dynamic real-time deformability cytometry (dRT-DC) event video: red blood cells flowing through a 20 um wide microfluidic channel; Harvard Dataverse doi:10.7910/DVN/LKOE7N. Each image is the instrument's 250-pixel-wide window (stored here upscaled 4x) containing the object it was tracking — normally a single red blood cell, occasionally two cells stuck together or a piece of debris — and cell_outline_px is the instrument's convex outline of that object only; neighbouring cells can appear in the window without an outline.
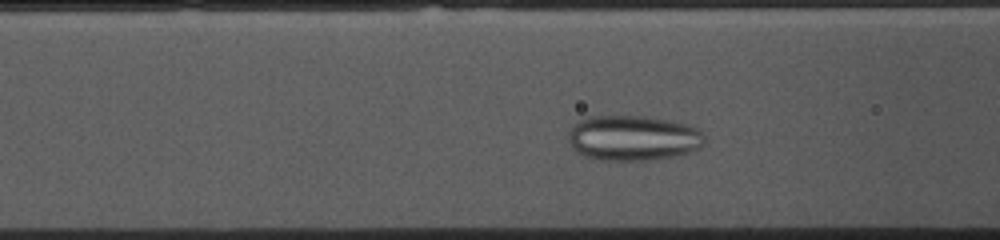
{"species": "common noctule bat (a hibernating species)", "species_latin": "Nyctalus noctula", "temperature_condition": "cold", "stored_images_in_passage": 37, "camera_frame_rate_fps": 3000, "um_per_image_px": 0.085, "animal": {"sex": "female", "body_mass_g": 10.0, "forearm_length_mm": 53.1}, "frame": {"image": 1, "passage_image": 13, "time_ms": 4.0, "image_size_px": [1000, 240], "cell_outline_px": [[704, 144], [700, 148], [692, 152], [672, 156], [648, 160], [600, 160], [584, 156], [576, 152], [572, 148], [568, 140], [568, 132], [576, 120], [588, 116], [644, 116], [672, 120], [692, 124], [704, 136]], "centroid_in_image_um": [53.79, 11.71], "position_along_channel_um": 112.8, "area_um2": 36.47}}
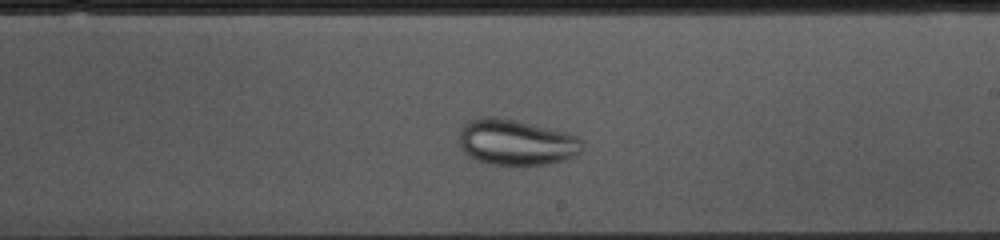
{"frame": {"image": 2, "passage_image": 24, "time_ms": 7.667, "image_size_px": [1000, 240], "cell_outline_px": [[584, 144], [580, 152], [564, 160], [544, 164], [488, 164], [476, 160], [468, 156], [464, 152], [460, 144], [460, 132], [464, 124], [480, 116], [492, 116], [512, 120], [568, 132], [580, 136], [584, 140]], "centroid_in_image_um": [43.9, 12.09], "position_along_channel_um": 245.1, "area_um2": 32.71}}
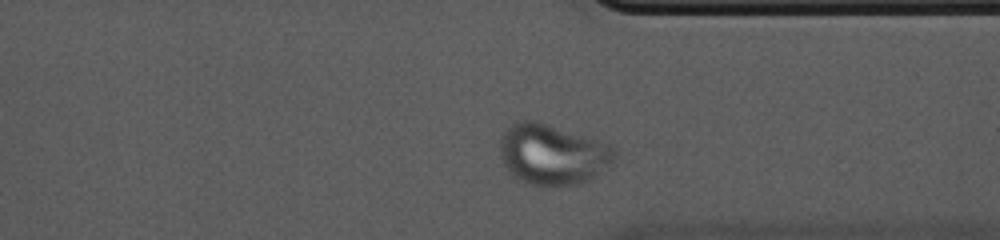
{"frame": {"image": 3, "passage_image": 34, "time_ms": 11.0, "image_size_px": [1000, 240], "cell_outline_px": [[616, 164], [612, 168], [580, 184], [548, 188], [544, 188], [528, 184], [520, 180], [508, 172], [500, 156], [500, 136], [512, 124], [520, 120], [536, 120], [612, 144], [616, 152]], "centroid_in_image_um": [47.02, 13.16], "position_along_channel_um": 364.4, "area_um2": 41.73}}